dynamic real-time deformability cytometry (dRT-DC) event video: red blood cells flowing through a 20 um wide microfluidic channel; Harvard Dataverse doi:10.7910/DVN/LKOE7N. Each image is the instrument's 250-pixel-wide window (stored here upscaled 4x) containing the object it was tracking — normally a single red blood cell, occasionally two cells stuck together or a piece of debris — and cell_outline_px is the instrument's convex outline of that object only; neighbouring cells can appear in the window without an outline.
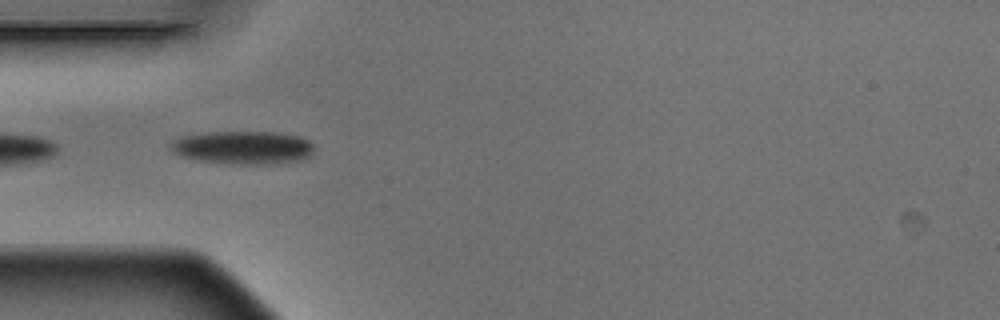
{"species": "Egyptian fruit bat (a non-hibernating species)", "species_latin": "Rousettus aegyptiacus", "temperature_condition": "warm", "stored_images_in_passage": 10, "camera_frame_rate_fps": 3000, "um_per_image_px": 0.085, "animal": {"sex": "male"}, "frame": {"image": 1, "passage_image": 4, "time_ms": 1.0, "image_size_px": [1000, 320], "cell_outline_px": [[312, 152], [308, 156], [296, 160], [268, 164], [228, 164], [196, 160], [180, 156], [172, 152], [168, 144], [172, 140], [184, 136], [200, 132], [280, 132], [300, 136], [308, 140], [312, 144]], "centroid_in_image_um": [20.57, 12.53], "position_along_channel_um": 64.4, "area_um2": 27.92}}
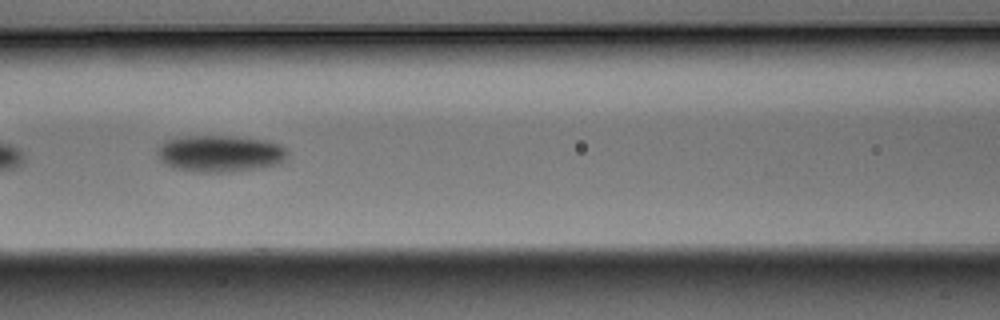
{"frame": {"image": 2, "passage_image": 6, "time_ms": 1.667, "image_size_px": [1000, 320], "cell_outline_px": [[288, 152], [280, 164], [260, 168], [232, 172], [192, 172], [172, 168], [164, 164], [160, 160], [156, 152], [160, 144], [164, 140], [176, 136], [232, 136], [268, 140], [280, 144]], "centroid_in_image_um": [18.65, 13.05], "position_along_channel_um": 147.9, "area_um2": 28.44}}
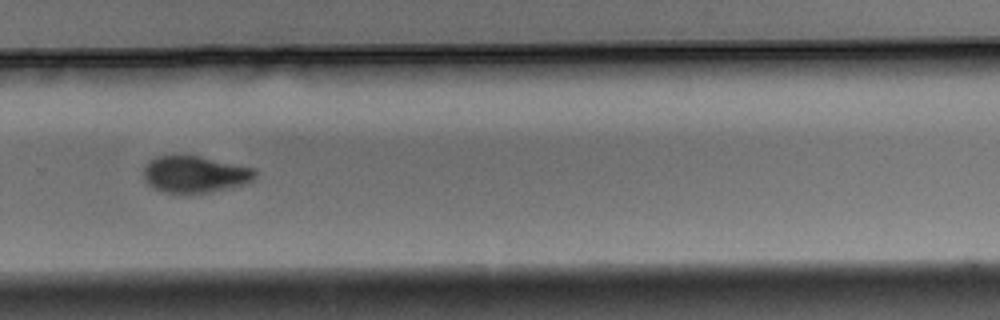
{"frame": {"image": 3, "passage_image": 10, "time_ms": 3.0, "image_size_px": [1000, 320], "cell_outline_px": [[256, 176], [252, 180], [244, 184], [208, 192], [184, 196], [160, 192], [152, 188], [144, 180], [144, 164], [148, 160], [156, 156], [200, 156], [252, 168], [256, 172]], "centroid_in_image_um": [16.48, 14.85], "position_along_channel_um": 313.3, "area_um2": 24.28}}